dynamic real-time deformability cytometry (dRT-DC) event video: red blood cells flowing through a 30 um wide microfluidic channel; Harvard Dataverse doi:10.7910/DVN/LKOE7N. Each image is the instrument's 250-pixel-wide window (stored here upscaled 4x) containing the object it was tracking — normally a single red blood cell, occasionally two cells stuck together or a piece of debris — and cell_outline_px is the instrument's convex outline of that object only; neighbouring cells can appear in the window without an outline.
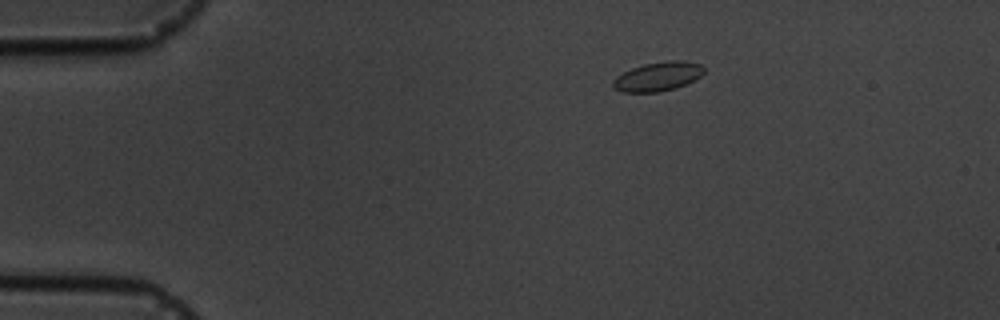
{"species": "common noctule bat (a hibernating species)", "species_latin": "Nyctalus noctula", "temperature_condition": "cold", "stored_images_in_passage": 3, "camera_frame_rate_fps": 3000, "um_per_image_px": 0.085, "animal": {"sex": "male", "body_mass_g": 19.5, "forearm_length_mm": 54.6}, "frame": {"image": 1, "passage_image": 1, "time_ms": 0.0, "image_size_px": [1000, 320], "cell_outline_px": [[704, 72], [700, 76], [676, 88], [660, 92], [620, 92], [612, 88], [612, 80], [616, 76], [632, 68], [644, 64], [668, 60], [684, 60], [700, 64], [704, 68]], "centroid_in_image_um": [55.88, 6.5], "position_along_channel_um": 29.1, "area_um2": 15.49}}
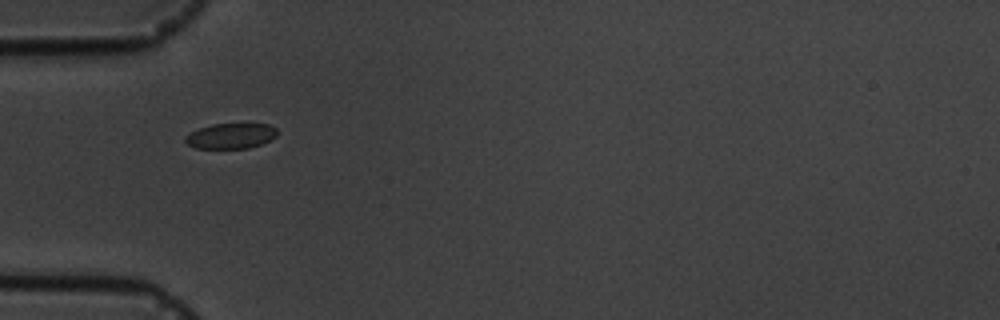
{"frame": {"image": 2, "passage_image": 3, "time_ms": 2.667, "image_size_px": [1000, 320], "cell_outline_px": [[276, 136], [260, 144], [248, 148], [196, 148], [188, 144], [184, 140], [184, 136], [200, 128], [212, 124], [268, 124], [276, 128]], "centroid_in_image_um": [19.6, 11.55], "position_along_channel_um": 65.4, "area_um2": 13.35}}